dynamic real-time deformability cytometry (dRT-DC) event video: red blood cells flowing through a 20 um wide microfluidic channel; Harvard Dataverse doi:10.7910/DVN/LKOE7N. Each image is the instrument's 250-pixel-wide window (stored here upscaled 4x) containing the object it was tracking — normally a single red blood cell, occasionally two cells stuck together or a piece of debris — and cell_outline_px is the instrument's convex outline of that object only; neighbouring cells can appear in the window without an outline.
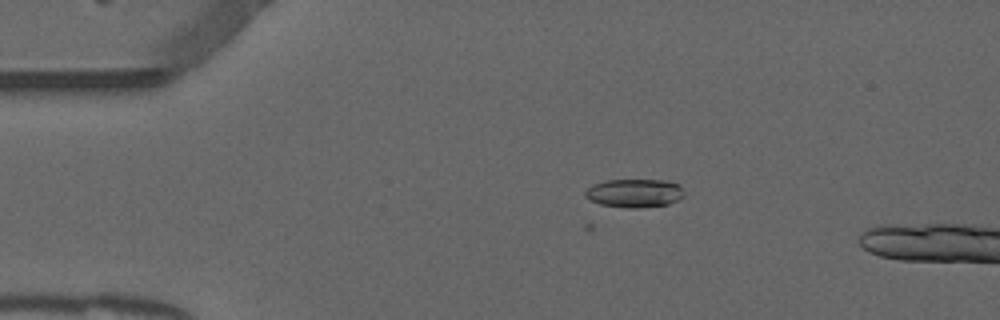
{"species": "common noctule bat (a hibernating species)", "species_latin": "Nyctalus noctula", "temperature_condition": "warm", "stored_images_in_passage": 3, "camera_frame_rate_fps": 3000, "um_per_image_px": 0.085, "animal": {"sex": "male", "forearm_length_mm": 52.5}, "frame": {"image": 1, "passage_image": 3, "time_ms": 0.667, "image_size_px": [1000, 320], "cell_outline_px": [[684, 196], [668, 204], [640, 208], [624, 208], [600, 204], [584, 196], [584, 192], [592, 184], [604, 180], [668, 180], [680, 184], [684, 192]], "centroid_in_image_um": [53.93, 16.41], "position_along_channel_um": 31.1, "area_um2": 16.59}}